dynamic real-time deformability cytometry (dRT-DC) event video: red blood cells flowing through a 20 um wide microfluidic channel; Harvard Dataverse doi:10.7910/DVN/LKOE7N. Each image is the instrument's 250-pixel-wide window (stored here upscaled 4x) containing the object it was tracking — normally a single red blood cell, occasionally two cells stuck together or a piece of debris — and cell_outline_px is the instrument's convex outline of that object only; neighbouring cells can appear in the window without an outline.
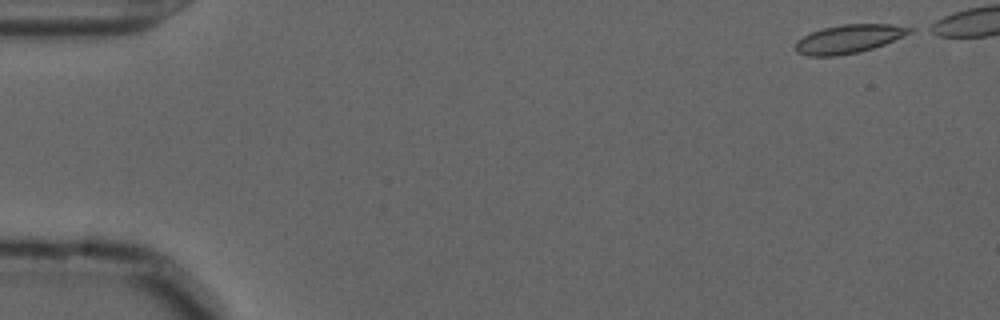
{"species": "common noctule bat (a hibernating species)", "species_latin": "Nyctalus noctula", "temperature_condition": "cold", "stored_images_in_passage": 32, "camera_frame_rate_fps": 3000, "um_per_image_px": 0.085, "animal": {"sex": "male", "forearm_length_mm": 52.5}, "frame": {"image": 1, "passage_image": 1, "time_ms": 0.0, "image_size_px": [1000, 320], "cell_outline_px": [[916, 28], [912, 32], [884, 44], [860, 52], [836, 56], [808, 56], [796, 52], [796, 40], [812, 32], [824, 28], [840, 24], [892, 24]], "centroid_in_image_um": [72.16, 3.3], "position_along_channel_um": 12.8, "area_um2": 18.96}}
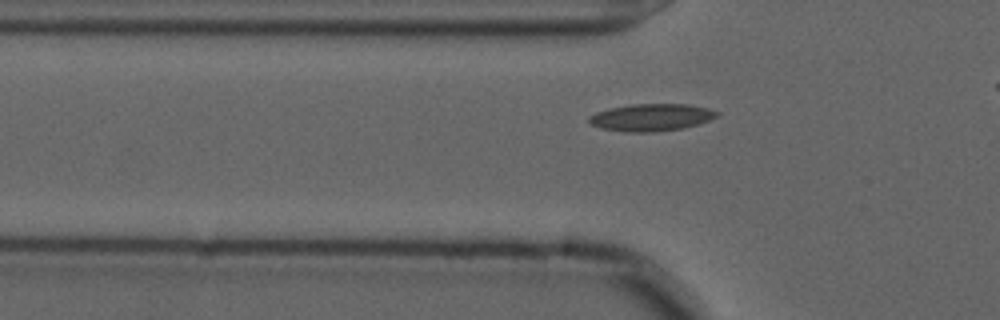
{"frame": {"image": 2, "passage_image": 16, "time_ms": 5.0, "image_size_px": [1000, 320], "cell_outline_px": [[720, 116], [696, 124], [680, 128], [652, 132], [628, 132], [604, 128], [592, 124], [588, 120], [588, 116], [596, 112], [608, 108], [632, 104], [688, 104], [708, 108], [720, 112]], "centroid_in_image_um": [55.37, 9.96], "position_along_channel_um": 70.4, "area_um2": 20.11}}
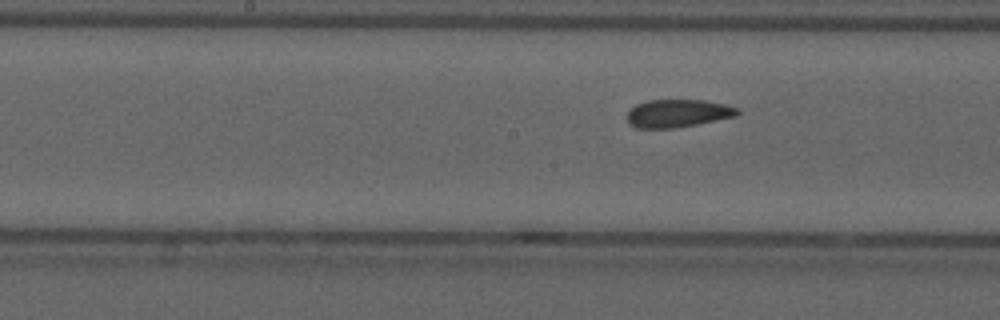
{"frame": {"image": 3, "passage_image": 32, "time_ms": 10.333, "image_size_px": [1000, 320], "cell_outline_px": [[740, 112], [736, 116], [676, 128], [636, 128], [628, 124], [628, 112], [636, 104], [648, 100], [704, 100], [724, 104], [740, 108]], "centroid_in_image_um": [57.62, 9.63], "position_along_channel_um": 190.6, "area_um2": 17.92}}